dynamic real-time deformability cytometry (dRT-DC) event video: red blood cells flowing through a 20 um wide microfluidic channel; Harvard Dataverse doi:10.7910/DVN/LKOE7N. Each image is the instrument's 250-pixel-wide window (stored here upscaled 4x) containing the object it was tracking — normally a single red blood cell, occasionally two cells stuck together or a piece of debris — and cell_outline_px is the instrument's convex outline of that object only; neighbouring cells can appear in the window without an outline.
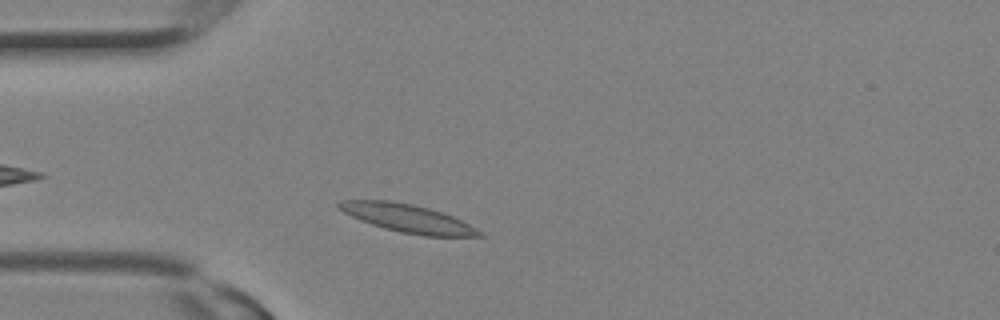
{"species": "Egyptian fruit bat (a non-hibernating species)", "species_latin": "Rousettus aegyptiacus", "temperature_condition": "room temperature", "stored_images_in_passage": 25, "camera_frame_rate_fps": 3000, "um_per_image_px": 0.085, "animal": {"sex": "female"}, "frame": {"image": 1, "passage_image": 4, "time_ms": 1.0, "image_size_px": [1000, 320], "cell_outline_px": [[484, 236], [424, 236], [400, 232], [384, 228], [360, 220], [336, 208], [336, 204], [344, 200], [388, 200], [412, 204], [428, 208], [452, 216], [468, 224], [480, 232]], "centroid_in_image_um": [34.59, 18.55], "position_along_channel_um": 50.4, "area_um2": 22.6}}
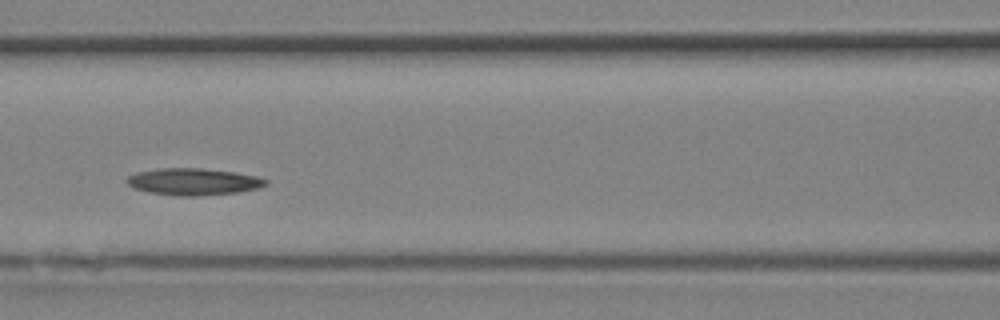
{"frame": {"image": 2, "passage_image": 9, "time_ms": 2.667, "image_size_px": [1000, 320], "cell_outline_px": [[268, 184], [260, 188], [236, 192], [200, 196], [180, 196], [148, 192], [132, 188], [124, 180], [128, 176], [136, 172], [160, 168], [200, 168], [236, 172], [256, 176], [268, 180]], "centroid_in_image_um": [16.42, 15.44], "position_along_channel_um": 150.2, "area_um2": 21.91}}
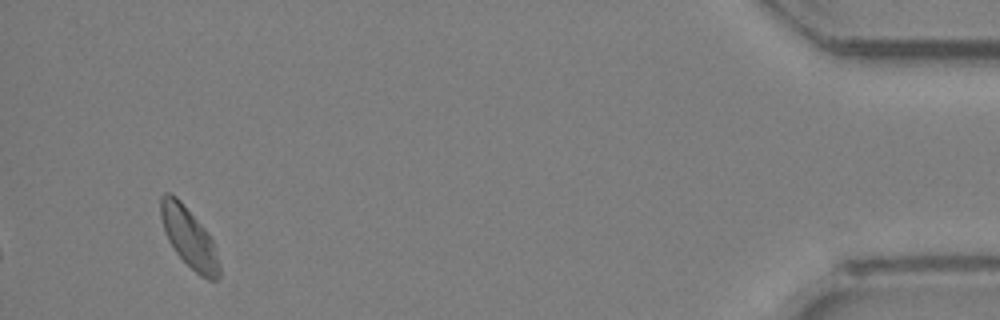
{"frame": {"image": 3, "passage_image": 24, "time_ms": 7.667, "image_size_px": [1000, 320], "cell_outline_px": [[220, 276], [216, 280], [208, 280], [200, 276], [176, 252], [168, 240], [160, 216], [160, 196], [164, 192], [172, 192], [180, 200], [204, 228], [212, 240], [220, 268]], "centroid_in_image_um": [16.04, 20.16], "position_along_channel_um": 419.2, "area_um2": 20.11}}